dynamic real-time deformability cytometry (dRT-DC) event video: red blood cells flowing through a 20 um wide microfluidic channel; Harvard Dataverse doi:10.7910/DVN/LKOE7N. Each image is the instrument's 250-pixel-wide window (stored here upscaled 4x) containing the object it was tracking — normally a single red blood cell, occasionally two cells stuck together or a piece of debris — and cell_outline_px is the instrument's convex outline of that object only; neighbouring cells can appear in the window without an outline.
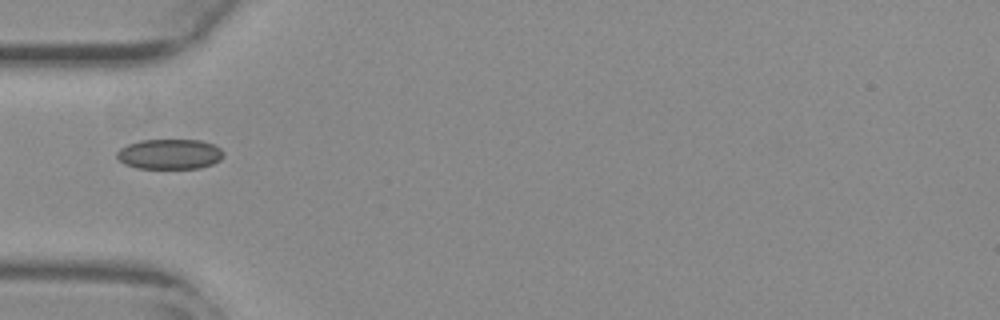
{"species": "common noctule bat (a hibernating species)", "species_latin": "Nyctalus noctula", "temperature_condition": "warm", "stored_images_in_passage": 21, "camera_frame_rate_fps": 3000, "um_per_image_px": 0.085, "animal": {"sex": "female", "body_mass_g": 29.2, "forearm_length_mm": 56.3}, "frame": {"image": 1, "passage_image": 1, "time_ms": 0.0, "image_size_px": [1000, 320], "cell_outline_px": [[224, 156], [220, 160], [212, 164], [200, 168], [136, 168], [124, 164], [116, 156], [116, 152], [120, 148], [128, 144], [140, 140], [200, 140], [212, 144], [220, 148], [224, 152]], "centroid_in_image_um": [14.42, 13.1], "position_along_channel_um": 70.6, "area_um2": 18.79}}
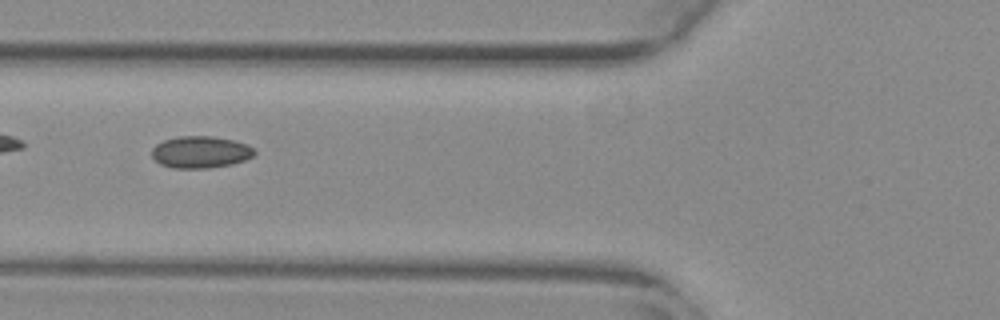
{"frame": {"image": 2, "passage_image": 4, "time_ms": 1.0, "image_size_px": [1000, 320], "cell_outline_px": [[256, 152], [252, 156], [244, 160], [232, 164], [208, 168], [172, 168], [160, 164], [152, 156], [152, 148], [156, 144], [164, 140], [180, 136], [212, 136], [236, 140], [252, 148]], "centroid_in_image_um": [17.03, 12.92], "position_along_channel_um": 108.8, "area_um2": 19.02}}
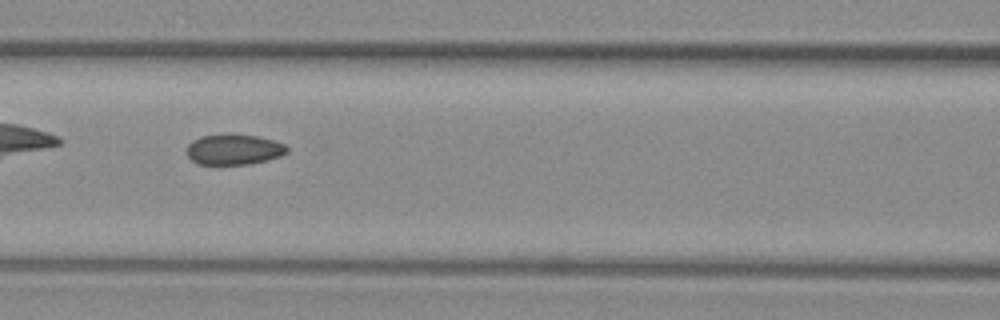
{"frame": {"image": 3, "passage_image": 7, "time_ms": 2.0, "image_size_px": [1000, 320], "cell_outline_px": [[288, 152], [280, 156], [268, 160], [248, 164], [196, 164], [188, 156], [188, 144], [192, 140], [200, 136], [256, 136], [276, 140], [284, 144], [288, 148]], "centroid_in_image_um": [19.91, 12.73], "position_along_channel_um": 146.7, "area_um2": 17.4}, "authors_computed_cell_mechanics": {"area_um2": 18.9006, "velocity_mm_per_s": 3.7942, "shape_relaxation_time_tau1_ms": null, "shape_relaxation_time_tau2_ms": 1.7549, "deformation_change_tau1": null, "deformation_change_tau2": 0.1058}}